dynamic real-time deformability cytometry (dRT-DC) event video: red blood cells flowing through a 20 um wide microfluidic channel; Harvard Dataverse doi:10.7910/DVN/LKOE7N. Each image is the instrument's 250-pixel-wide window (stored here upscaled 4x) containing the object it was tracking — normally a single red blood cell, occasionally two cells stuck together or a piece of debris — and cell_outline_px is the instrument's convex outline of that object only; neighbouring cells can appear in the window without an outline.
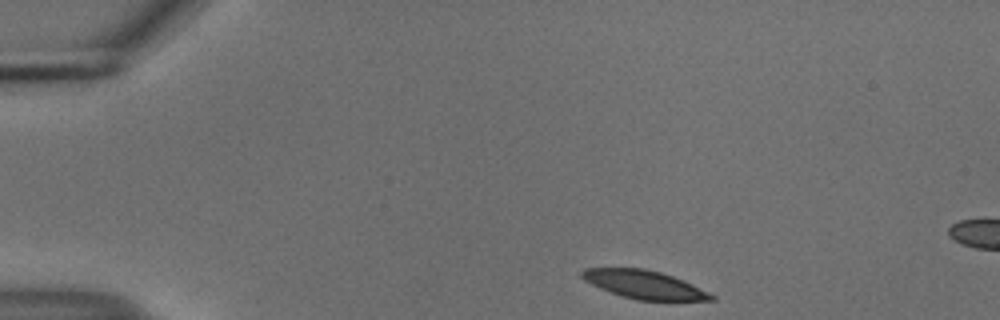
{"species": "common noctule bat (a hibernating species)", "species_latin": "Nyctalus noctula", "temperature_condition": "cold", "stored_images_in_passage": 7, "camera_frame_rate_fps": 3000, "um_per_image_px": 0.085, "animal": {"sex": "male", "body_mass_g": 18.8}, "frame": {"image": 1, "passage_image": 1, "time_ms": 0.0, "image_size_px": [1000, 320], "cell_outline_px": [[716, 300], [636, 300], [600, 288], [584, 280], [580, 276], [580, 272], [584, 268], [644, 268], [660, 272], [684, 280], [716, 296]], "centroid_in_image_um": [54.75, 24.18], "position_along_channel_um": 30.2, "area_um2": 21.1}}